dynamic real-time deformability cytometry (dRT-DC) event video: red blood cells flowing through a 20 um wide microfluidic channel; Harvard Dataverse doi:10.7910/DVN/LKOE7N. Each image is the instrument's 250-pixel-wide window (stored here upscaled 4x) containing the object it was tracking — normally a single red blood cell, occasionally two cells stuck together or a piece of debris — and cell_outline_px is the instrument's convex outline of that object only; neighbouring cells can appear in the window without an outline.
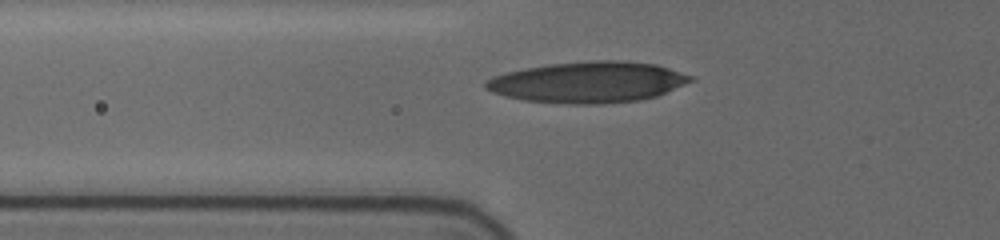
{"species": "human", "species_latin": "Homo sapiens", "temperature_condition": "cold", "stored_images_in_passage": 9, "camera_frame_rate_fps": 3000, "um_per_image_px": 0.085, "donor": {"sex": "female"}, "frame": {"image": 1, "passage_image": 6, "time_ms": 3.333, "image_size_px": [1000, 240], "cell_outline_px": [[692, 80], [656, 96], [640, 100], [600, 104], [568, 104], [524, 100], [504, 96], [492, 92], [484, 88], [484, 84], [488, 80], [504, 72], [524, 68], [548, 64], [592, 60], [624, 60], [656, 64], [692, 76]], "centroid_in_image_um": [49.94, 6.98], "position_along_channel_um": 75.9, "area_um2": 48.84}}
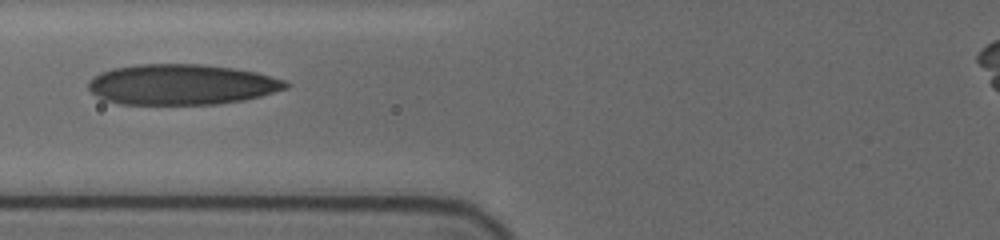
{"frame": {"image": 2, "passage_image": 8, "time_ms": 4.333, "image_size_px": [1000, 240], "cell_outline_px": [[292, 84], [288, 88], [260, 96], [244, 100], [216, 104], [120, 104], [104, 100], [96, 96], [88, 88], [88, 80], [92, 76], [100, 72], [112, 68], [136, 64], [200, 64], [232, 68], [256, 72], [284, 80]], "centroid_in_image_um": [15.4, 7.18], "position_along_channel_um": 110.4, "area_um2": 46.82}}